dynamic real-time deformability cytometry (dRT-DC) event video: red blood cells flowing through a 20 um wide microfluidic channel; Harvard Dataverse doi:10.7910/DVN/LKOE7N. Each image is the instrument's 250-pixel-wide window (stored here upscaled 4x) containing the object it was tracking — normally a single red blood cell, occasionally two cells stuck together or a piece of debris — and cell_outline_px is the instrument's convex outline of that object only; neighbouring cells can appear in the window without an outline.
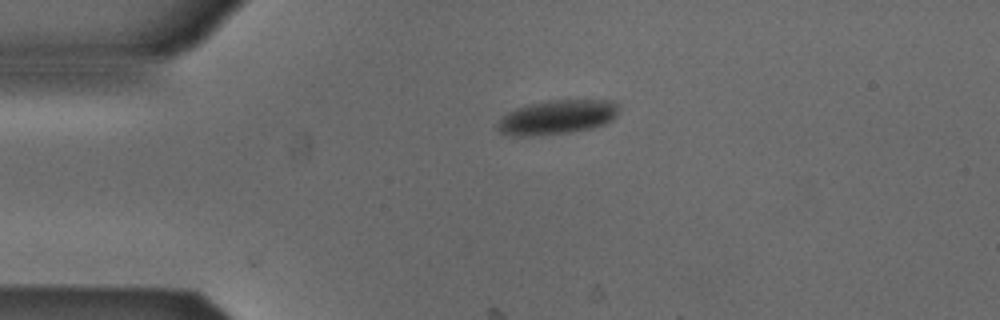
{"species": "Egyptian fruit bat (a non-hibernating species)", "species_latin": "Rousettus aegyptiacus", "temperature_condition": "cold", "stored_images_in_passage": 3, "camera_frame_rate_fps": 3000, "um_per_image_px": 0.085, "animal": {"sex": "male"}, "frame": {"image": 1, "passage_image": 1, "time_ms": 0.0, "image_size_px": [1000, 320], "cell_outline_px": [[620, 108], [616, 116], [612, 120], [604, 124], [588, 128], [568, 132], [532, 136], [512, 136], [500, 132], [496, 128], [496, 124], [508, 112], [516, 108], [528, 104], [548, 100], [616, 100], [620, 104]], "centroid_in_image_um": [47.37, 9.94], "position_along_channel_um": 37.6, "area_um2": 24.33}}
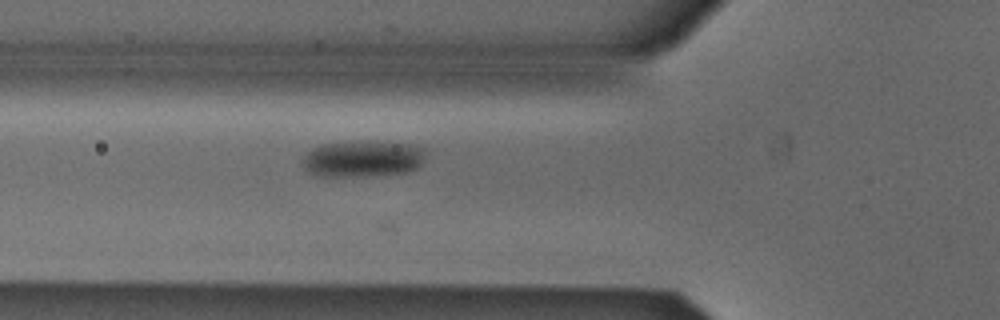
{"frame": {"image": 2, "passage_image": 3, "time_ms": 0.667, "image_size_px": [1000, 320], "cell_outline_px": [[424, 160], [420, 168], [408, 172], [388, 176], [324, 176], [308, 172], [304, 168], [304, 156], [312, 148], [320, 144], [356, 140], [368, 140], [408, 144], [424, 148]], "centroid_in_image_um": [30.89, 13.49], "position_along_channel_um": 94.9, "area_um2": 26.82}}